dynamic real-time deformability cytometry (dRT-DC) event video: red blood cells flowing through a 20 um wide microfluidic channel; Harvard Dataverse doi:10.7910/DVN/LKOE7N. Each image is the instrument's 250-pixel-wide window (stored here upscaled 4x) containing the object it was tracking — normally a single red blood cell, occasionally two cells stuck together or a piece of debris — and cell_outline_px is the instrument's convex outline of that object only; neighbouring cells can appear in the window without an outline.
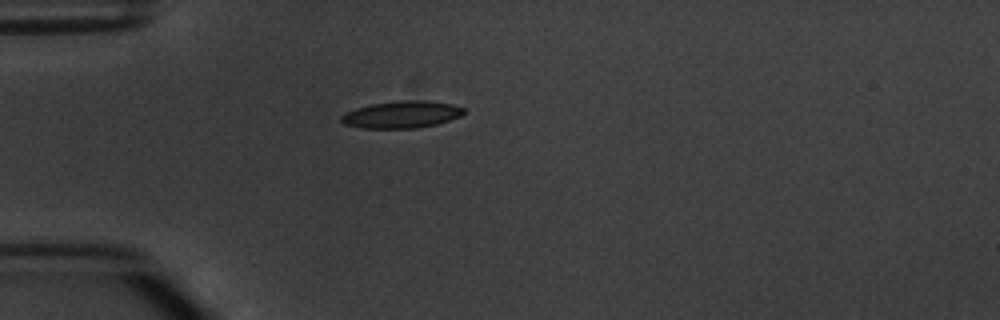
{"species": "common noctule bat (a hibernating species)", "species_latin": "Nyctalus noctula", "temperature_condition": "warm", "stored_images_in_passage": 1, "camera_frame_rate_fps": 3000, "um_per_image_px": 0.085, "animal": {"sex": "male", "body_mass_g": 20.1, "forearm_length_mm": 53.5}, "frame": {"image": 1, "passage_image": 1, "time_ms": 0.0, "image_size_px": [1000, 320], "cell_outline_px": [[464, 112], [460, 116], [436, 124], [416, 128], [360, 128], [344, 124], [340, 120], [340, 116], [356, 108], [372, 104], [400, 100], [424, 100], [452, 104], [464, 108]], "centroid_in_image_um": [34.12, 9.73], "position_along_channel_um": 50.9, "area_um2": 19.19}}